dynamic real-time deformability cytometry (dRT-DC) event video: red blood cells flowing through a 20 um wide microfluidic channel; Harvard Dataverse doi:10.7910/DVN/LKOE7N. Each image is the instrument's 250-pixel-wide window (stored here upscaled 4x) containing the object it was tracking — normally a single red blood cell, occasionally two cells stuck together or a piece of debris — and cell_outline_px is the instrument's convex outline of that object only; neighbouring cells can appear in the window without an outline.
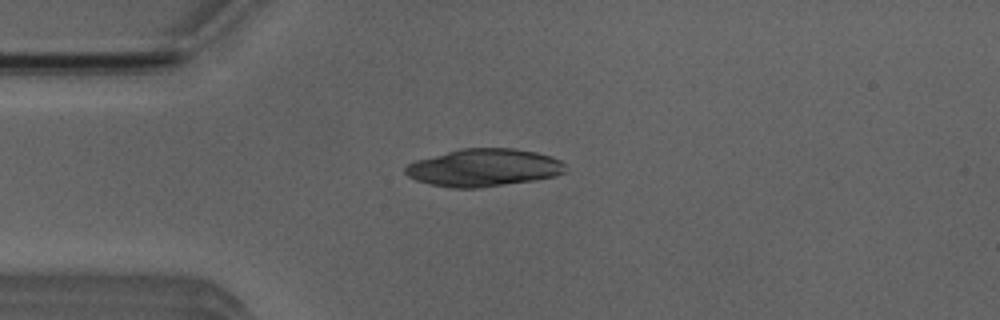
{"species": "Egyptian fruit bat (a non-hibernating species)", "species_latin": "Rousettus aegyptiacus", "temperature_condition": "room temperature", "stored_images_in_passage": 3, "camera_frame_rate_fps": 3000, "um_per_image_px": 0.085, "animal": {"sex": "male"}, "frame": {"image": 1, "passage_image": 3, "time_ms": 2.333, "image_size_px": [1000, 320], "cell_outline_px": [[564, 172], [556, 176], [536, 180], [480, 188], [452, 188], [432, 184], [416, 180], [408, 176], [404, 172], [404, 168], [408, 164], [416, 160], [460, 148], [512, 148], [536, 152], [552, 156], [560, 160], [564, 164]], "centroid_in_image_um": [41.12, 14.25], "position_along_channel_um": 43.9, "area_um2": 35.14}}